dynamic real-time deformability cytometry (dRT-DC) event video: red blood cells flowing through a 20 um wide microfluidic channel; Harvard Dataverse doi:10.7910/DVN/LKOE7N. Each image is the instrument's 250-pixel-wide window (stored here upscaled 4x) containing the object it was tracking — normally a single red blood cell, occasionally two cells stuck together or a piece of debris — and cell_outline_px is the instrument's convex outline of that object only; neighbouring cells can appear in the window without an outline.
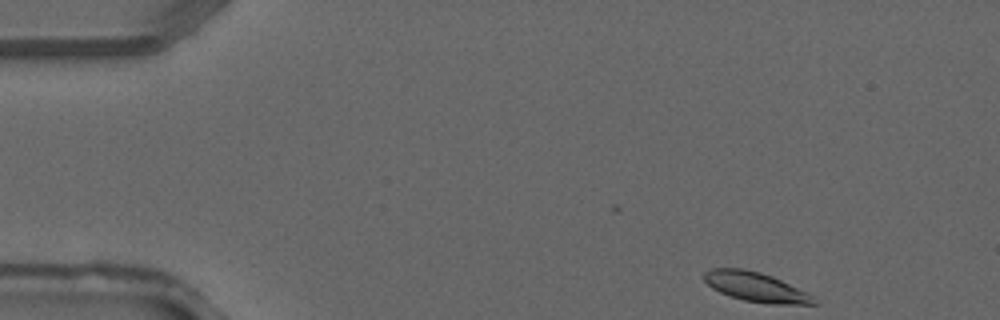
{"species": "common noctule bat (a hibernating species)", "species_latin": "Nyctalus noctula", "temperature_condition": "warm", "stored_images_in_passage": 3, "camera_frame_rate_fps": 3000, "um_per_image_px": 0.085, "animal": {"sex": "male", "forearm_length_mm": 52.5}, "frame": {"image": 1, "passage_image": 1, "time_ms": 0.0, "image_size_px": [1000, 320], "cell_outline_px": [[820, 304], [772, 304], [744, 300], [720, 292], [712, 288], [704, 280], [704, 272], [712, 268], [744, 268], [760, 272], [772, 276], [812, 296]], "centroid_in_image_um": [64.21, 24.38], "position_along_channel_um": 20.8, "area_um2": 18.5}}